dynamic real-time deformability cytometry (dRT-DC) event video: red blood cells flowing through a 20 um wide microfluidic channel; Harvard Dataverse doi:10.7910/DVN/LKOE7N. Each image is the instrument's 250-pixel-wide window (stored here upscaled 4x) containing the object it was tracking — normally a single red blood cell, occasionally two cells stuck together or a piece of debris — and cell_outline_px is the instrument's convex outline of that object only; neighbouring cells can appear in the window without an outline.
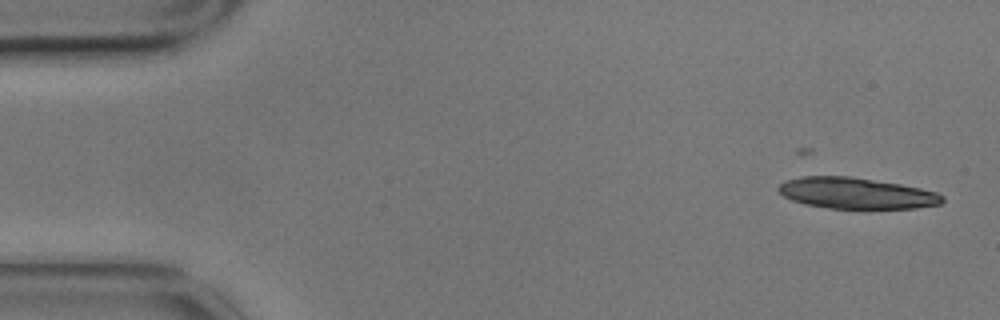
{"species": "common noctule bat (a hibernating species)", "species_latin": "Nyctalus noctula", "temperature_condition": "cold", "stored_images_in_passage": 5, "camera_frame_rate_fps": 3000, "um_per_image_px": 0.085, "animal": {"sex": "male", "body_mass_g": 17.9}, "frame": {"image": 1, "passage_image": 1, "time_ms": 0.0, "image_size_px": [1000, 320], "cell_outline_px": [[944, 200], [940, 204], [916, 208], [828, 208], [804, 204], [792, 200], [784, 196], [776, 188], [784, 180], [800, 176], [848, 176], [900, 184], [920, 188], [936, 192], [944, 196]], "centroid_in_image_um": [72.75, 16.42], "position_along_channel_um": 12.2, "area_um2": 29.65}}